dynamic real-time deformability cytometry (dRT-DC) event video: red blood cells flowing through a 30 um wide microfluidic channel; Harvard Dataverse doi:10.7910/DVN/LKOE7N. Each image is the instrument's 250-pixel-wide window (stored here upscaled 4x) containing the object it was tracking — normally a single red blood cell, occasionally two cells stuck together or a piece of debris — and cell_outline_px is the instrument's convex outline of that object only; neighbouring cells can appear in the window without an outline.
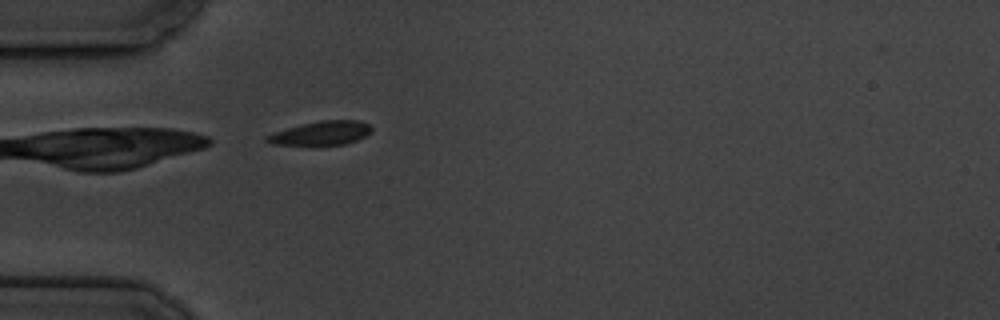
{"species": "common noctule bat (a hibernating species)", "species_latin": "Nyctalus noctula", "temperature_condition": "cold", "stored_images_in_passage": 3, "camera_frame_rate_fps": 3000, "um_per_image_px": 0.085, "animal": {"sex": "male", "body_mass_g": 19.5, "forearm_length_mm": 54.6}, "frame": {"image": 1, "passage_image": 2, "time_ms": 1.333, "image_size_px": [1000, 320], "cell_outline_px": [[372, 132], [356, 140], [344, 144], [320, 148], [272, 144], [264, 140], [264, 136], [272, 132], [320, 120], [360, 120], [368, 124], [372, 128]], "centroid_in_image_um": [27.24, 11.37], "position_along_channel_um": 57.8, "area_um2": 15.37}}